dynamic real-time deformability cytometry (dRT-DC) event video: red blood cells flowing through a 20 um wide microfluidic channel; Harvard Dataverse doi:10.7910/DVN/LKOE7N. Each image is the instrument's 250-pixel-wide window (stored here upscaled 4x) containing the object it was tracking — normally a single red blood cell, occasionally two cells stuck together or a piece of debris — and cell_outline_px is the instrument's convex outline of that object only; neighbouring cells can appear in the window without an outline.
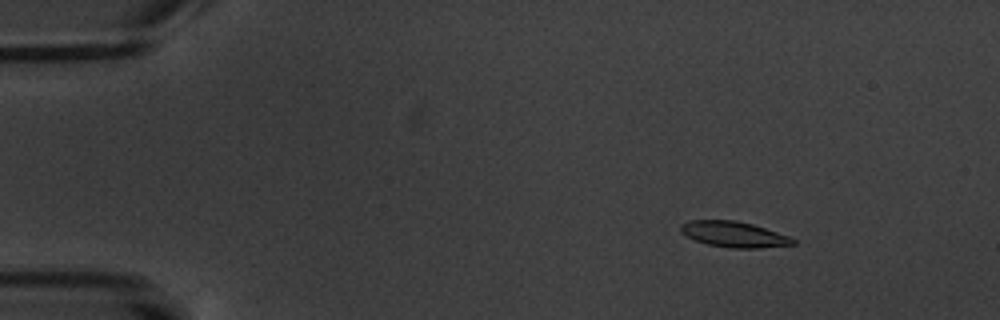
{"species": "common noctule bat (a hibernating species)", "species_latin": "Nyctalus noctula", "temperature_condition": "warm", "stored_images_in_passage": 5, "camera_frame_rate_fps": 3000, "um_per_image_px": 0.085, "animal": {"sex": "male", "body_mass_g": 20.1, "forearm_length_mm": 53.5}, "frame": {"image": 1, "passage_image": 3, "time_ms": 2.333, "image_size_px": [1000, 320], "cell_outline_px": [[796, 244], [760, 248], [732, 248], [708, 244], [696, 240], [680, 232], [680, 224], [692, 220], [736, 220], [752, 224], [788, 236], [796, 240]], "centroid_in_image_um": [62.38, 19.91], "position_along_channel_um": 22.6, "area_um2": 16.65}}